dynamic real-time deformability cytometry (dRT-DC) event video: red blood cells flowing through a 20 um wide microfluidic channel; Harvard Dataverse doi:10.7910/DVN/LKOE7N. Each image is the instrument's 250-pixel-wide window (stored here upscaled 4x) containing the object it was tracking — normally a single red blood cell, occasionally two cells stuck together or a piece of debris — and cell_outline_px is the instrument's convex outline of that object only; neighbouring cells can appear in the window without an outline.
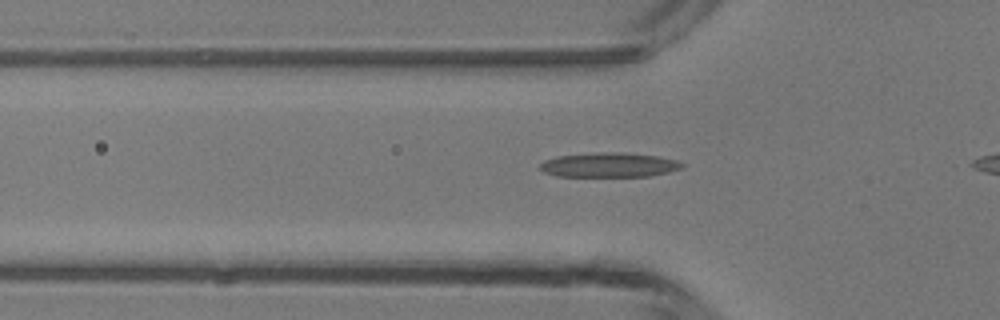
{"species": "common noctule bat (a hibernating species)", "species_latin": "Nyctalus noctula", "temperature_condition": "room temperature", "stored_images_in_passage": 28, "camera_frame_rate_fps": 3000, "um_per_image_px": 0.085, "animal": {"sex": "male", "body_mass_g": 13.3}, "frame": {"image": 1, "passage_image": 5, "time_ms": 1.333, "image_size_px": [1000, 320], "cell_outline_px": [[684, 168], [668, 172], [648, 176], [556, 176], [544, 172], [540, 168], [540, 164], [544, 160], [556, 156], [596, 152], [624, 152], [656, 156], [676, 160], [684, 164]], "centroid_in_image_um": [51.76, 14.01], "position_along_channel_um": 74.0, "area_um2": 20.35}}
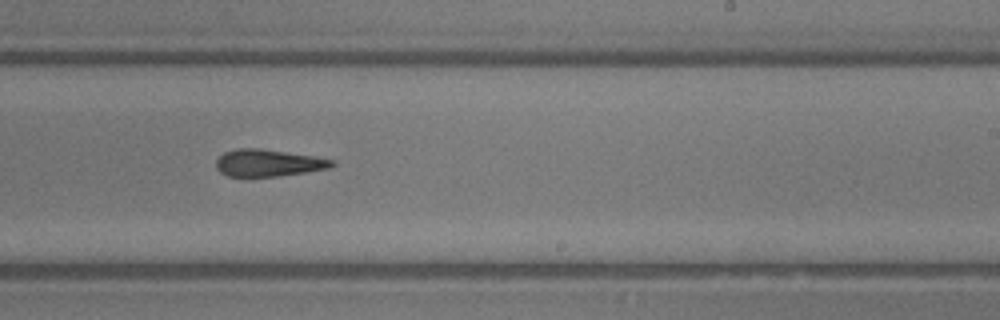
{"frame": {"image": 2, "passage_image": 18, "time_ms": 5.667, "image_size_px": [1000, 320], "cell_outline_px": [[336, 164], [328, 168], [304, 172], [276, 176], [228, 176], [220, 172], [216, 168], [216, 160], [224, 152], [236, 148], [260, 148], [316, 156], [336, 160]], "centroid_in_image_um": [22.81, 13.83], "position_along_channel_um": 266.2, "area_um2": 18.26}}
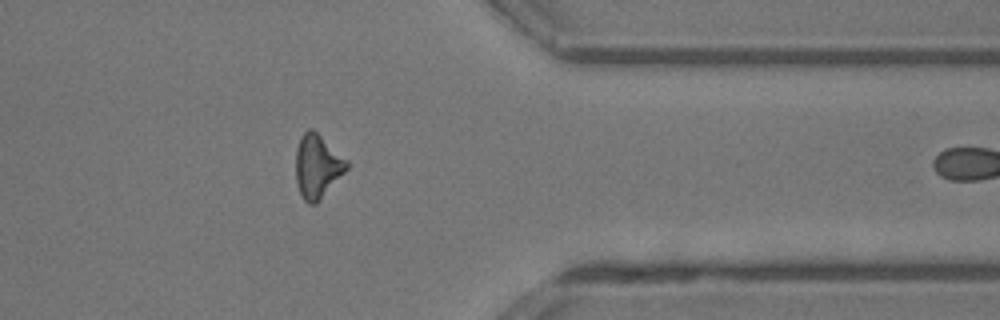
{"frame": {"image": 3, "passage_image": 27, "time_ms": 8.667, "image_size_px": [1000, 320], "cell_outline_px": [[348, 168], [320, 200], [316, 204], [308, 204], [300, 196], [296, 184], [296, 148], [300, 136], [308, 128], [312, 128], [348, 160]], "centroid_in_image_um": [26.95, 14.14], "position_along_channel_um": 384.4, "area_um2": 19.02}}